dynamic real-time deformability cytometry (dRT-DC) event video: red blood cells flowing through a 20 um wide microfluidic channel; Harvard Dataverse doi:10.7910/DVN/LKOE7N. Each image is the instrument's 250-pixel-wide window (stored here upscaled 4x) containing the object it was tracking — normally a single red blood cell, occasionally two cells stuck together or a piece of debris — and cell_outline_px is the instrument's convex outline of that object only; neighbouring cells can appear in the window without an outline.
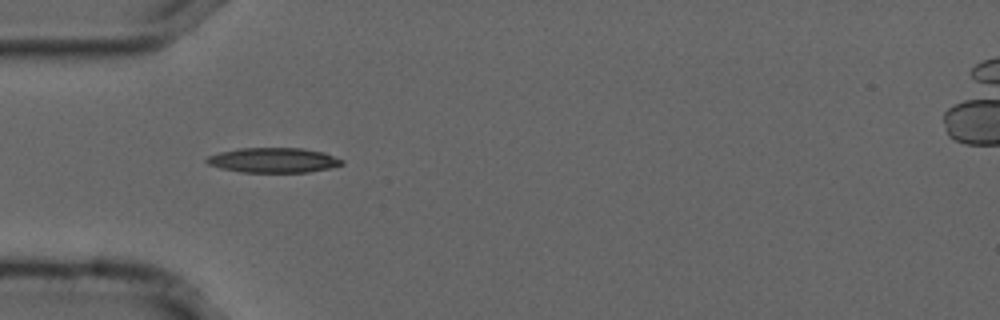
{"species": "common noctule bat (a hibernating species)", "species_latin": "Nyctalus noctula", "temperature_condition": "cold", "stored_images_in_passage": 39, "camera_frame_rate_fps": 3000, "um_per_image_px": 0.085, "animal": {"sex": "male", "forearm_length_mm": 52.5}, "frame": {"image": 1, "passage_image": 1, "time_ms": 0.0, "image_size_px": [1000, 320], "cell_outline_px": [[344, 164], [328, 168], [308, 172], [240, 172], [220, 168], [208, 164], [204, 160], [208, 156], [220, 152], [240, 148], [304, 148], [324, 152], [344, 160]], "centroid_in_image_um": [23.24, 13.61], "position_along_channel_um": 61.8, "area_um2": 19.65}}
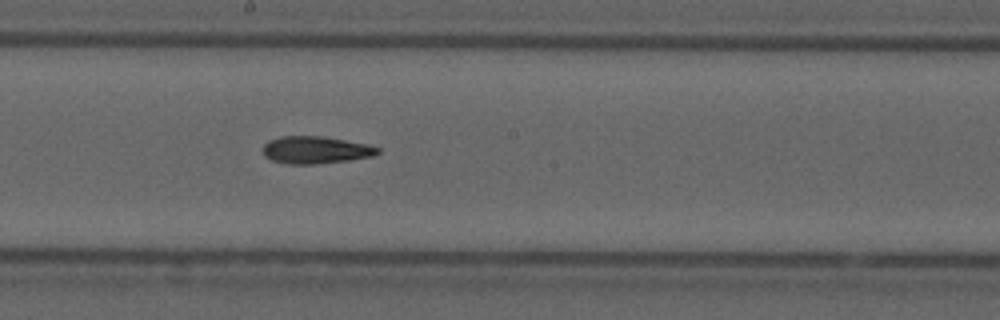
{"frame": {"image": 2, "passage_image": 14, "time_ms": 4.333, "image_size_px": [1000, 320], "cell_outline_px": [[380, 152], [372, 156], [348, 160], [316, 164], [288, 164], [272, 160], [264, 156], [264, 144], [268, 140], [280, 136], [320, 136], [368, 144], [380, 148]], "centroid_in_image_um": [26.82, 12.74], "position_along_channel_um": 221.4, "area_um2": 18.21}}
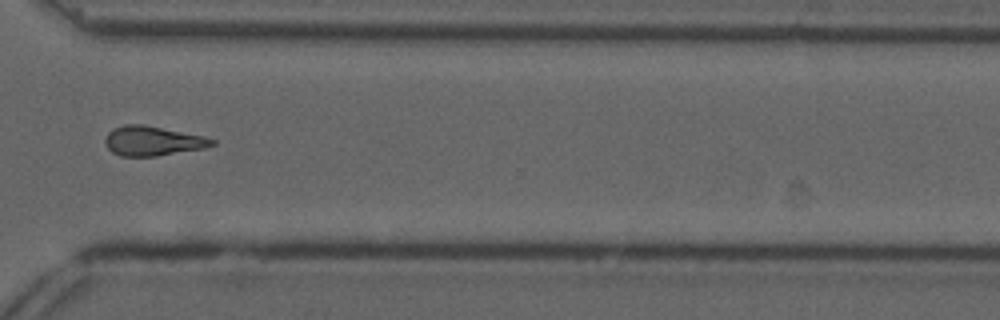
{"frame": {"image": 3, "passage_image": 25, "time_ms": 8.0, "image_size_px": [1000, 320], "cell_outline_px": [[216, 144], [204, 148], [156, 156], [120, 156], [112, 152], [104, 144], [104, 140], [108, 132], [112, 128], [124, 124], [144, 124], [204, 136], [216, 140]], "centroid_in_image_um": [12.95, 11.97], "position_along_channel_um": 357.6, "area_um2": 18.55}, "authors_computed_cell_mechanics": {"area_um2": 17.9758, "velocity_mm_per_s": 3.722, "shape_relaxation_time_tau1_ms": 7.9789, "shape_relaxation_time_tau2_ms": 6.3008, "deformation_change_tau1": 0.1645, "deformation_change_tau2": 0.1713}}